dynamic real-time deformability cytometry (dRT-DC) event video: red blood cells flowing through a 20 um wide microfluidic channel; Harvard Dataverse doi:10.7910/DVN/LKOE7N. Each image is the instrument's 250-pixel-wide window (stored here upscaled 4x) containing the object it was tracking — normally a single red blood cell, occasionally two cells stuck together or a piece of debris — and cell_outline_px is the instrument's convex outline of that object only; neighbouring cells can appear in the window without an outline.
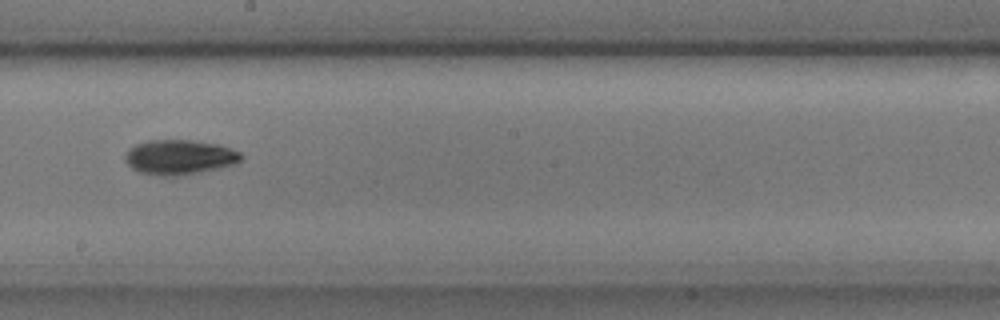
{"species": "common noctule bat (a hibernating species)", "species_latin": "Nyctalus noctula", "temperature_condition": "cold", "stored_images_in_passage": 10, "camera_frame_rate_fps": 3000, "um_per_image_px": 0.085, "animal": {"sex": "male", "body_mass_g": 17.9, "forearm_length_mm": 54.2}, "frame": {"image": 1, "passage_image": 9, "time_ms": 2.667, "image_size_px": [1000, 320], "cell_outline_px": [[244, 156], [240, 160], [232, 164], [200, 172], [172, 176], [160, 176], [140, 172], [132, 168], [124, 160], [124, 156], [128, 148], [136, 144], [148, 140], [192, 140], [216, 144], [240, 152]], "centroid_in_image_um": [15.19, 13.35], "position_along_channel_um": 233.0, "area_um2": 23.29}}
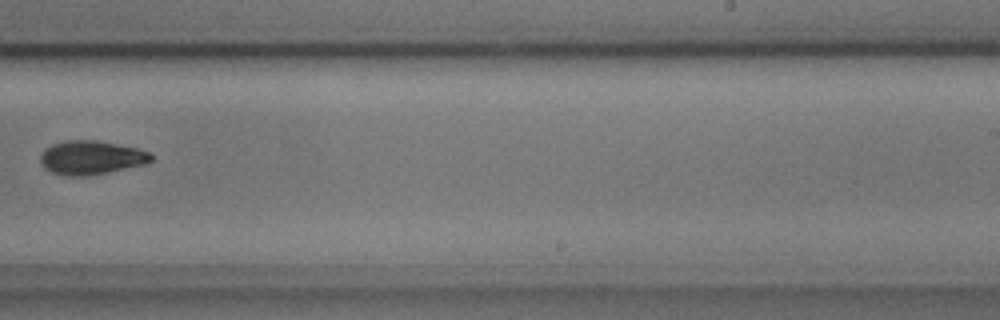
{"frame": {"image": 2, "passage_image": 10, "time_ms": 3.0, "image_size_px": [1000, 320], "cell_outline_px": [[156, 156], [148, 164], [88, 176], [64, 176], [52, 172], [44, 168], [40, 164], [40, 156], [44, 148], [52, 144], [68, 140], [96, 140], [136, 148], [152, 152]], "centroid_in_image_um": [7.77, 13.4], "position_along_channel_um": 281.2, "area_um2": 22.2}}